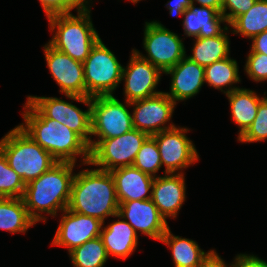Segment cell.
I'll return each mask as SVG.
<instances>
[{"instance_id": "cell-1", "label": "cell", "mask_w": 267, "mask_h": 267, "mask_svg": "<svg viewBox=\"0 0 267 267\" xmlns=\"http://www.w3.org/2000/svg\"><path fill=\"white\" fill-rule=\"evenodd\" d=\"M27 109L19 127L58 162L75 163L77 155H83V163L90 160L89 145L74 131L57 120L46 118L28 99Z\"/></svg>"}, {"instance_id": "cell-2", "label": "cell", "mask_w": 267, "mask_h": 267, "mask_svg": "<svg viewBox=\"0 0 267 267\" xmlns=\"http://www.w3.org/2000/svg\"><path fill=\"white\" fill-rule=\"evenodd\" d=\"M119 202L113 176L102 169L83 170L74 176L67 209L104 223L118 214Z\"/></svg>"}, {"instance_id": "cell-3", "label": "cell", "mask_w": 267, "mask_h": 267, "mask_svg": "<svg viewBox=\"0 0 267 267\" xmlns=\"http://www.w3.org/2000/svg\"><path fill=\"white\" fill-rule=\"evenodd\" d=\"M74 166L72 162H57L40 177L26 184L22 199L35 223L46 219L40 212L55 216L58 210L64 211L68 207L75 176L72 175Z\"/></svg>"}, {"instance_id": "cell-4", "label": "cell", "mask_w": 267, "mask_h": 267, "mask_svg": "<svg viewBox=\"0 0 267 267\" xmlns=\"http://www.w3.org/2000/svg\"><path fill=\"white\" fill-rule=\"evenodd\" d=\"M48 20L52 31L57 28L53 39L48 44L83 63L100 39L90 21V9L87 7L78 10V16L66 13L48 17Z\"/></svg>"}, {"instance_id": "cell-5", "label": "cell", "mask_w": 267, "mask_h": 267, "mask_svg": "<svg viewBox=\"0 0 267 267\" xmlns=\"http://www.w3.org/2000/svg\"><path fill=\"white\" fill-rule=\"evenodd\" d=\"M0 151L25 184L37 179L58 162L19 126L0 140Z\"/></svg>"}, {"instance_id": "cell-6", "label": "cell", "mask_w": 267, "mask_h": 267, "mask_svg": "<svg viewBox=\"0 0 267 267\" xmlns=\"http://www.w3.org/2000/svg\"><path fill=\"white\" fill-rule=\"evenodd\" d=\"M86 97L109 96L120 83L123 68L101 38L83 62Z\"/></svg>"}, {"instance_id": "cell-7", "label": "cell", "mask_w": 267, "mask_h": 267, "mask_svg": "<svg viewBox=\"0 0 267 267\" xmlns=\"http://www.w3.org/2000/svg\"><path fill=\"white\" fill-rule=\"evenodd\" d=\"M148 137V134L133 128L115 138L91 140L90 160L87 165L102 166L99 169L106 171L132 166L139 149Z\"/></svg>"}, {"instance_id": "cell-8", "label": "cell", "mask_w": 267, "mask_h": 267, "mask_svg": "<svg viewBox=\"0 0 267 267\" xmlns=\"http://www.w3.org/2000/svg\"><path fill=\"white\" fill-rule=\"evenodd\" d=\"M144 36L143 44L148 58L140 55L139 51H134L163 73L186 56L183 42L178 35L157 21L146 22Z\"/></svg>"}, {"instance_id": "cell-9", "label": "cell", "mask_w": 267, "mask_h": 267, "mask_svg": "<svg viewBox=\"0 0 267 267\" xmlns=\"http://www.w3.org/2000/svg\"><path fill=\"white\" fill-rule=\"evenodd\" d=\"M132 129L129 110L113 95L91 98V135L111 139Z\"/></svg>"}, {"instance_id": "cell-10", "label": "cell", "mask_w": 267, "mask_h": 267, "mask_svg": "<svg viewBox=\"0 0 267 267\" xmlns=\"http://www.w3.org/2000/svg\"><path fill=\"white\" fill-rule=\"evenodd\" d=\"M47 66L68 98L91 107V97H86L83 63L72 59L49 44L44 47Z\"/></svg>"}, {"instance_id": "cell-11", "label": "cell", "mask_w": 267, "mask_h": 267, "mask_svg": "<svg viewBox=\"0 0 267 267\" xmlns=\"http://www.w3.org/2000/svg\"><path fill=\"white\" fill-rule=\"evenodd\" d=\"M186 128L176 126L152 135L158 145L162 165L165 174L183 170L198 160L197 150L192 141L187 138Z\"/></svg>"}, {"instance_id": "cell-12", "label": "cell", "mask_w": 267, "mask_h": 267, "mask_svg": "<svg viewBox=\"0 0 267 267\" xmlns=\"http://www.w3.org/2000/svg\"><path fill=\"white\" fill-rule=\"evenodd\" d=\"M127 105L135 107L131 115L133 128L149 136L175 127L173 124L168 127L163 126L171 119L176 105L166 92H161L145 99L127 102Z\"/></svg>"}, {"instance_id": "cell-13", "label": "cell", "mask_w": 267, "mask_h": 267, "mask_svg": "<svg viewBox=\"0 0 267 267\" xmlns=\"http://www.w3.org/2000/svg\"><path fill=\"white\" fill-rule=\"evenodd\" d=\"M28 100L46 117L66 125L88 145L91 141V107L82 111L75 105L53 97L28 96Z\"/></svg>"}, {"instance_id": "cell-14", "label": "cell", "mask_w": 267, "mask_h": 267, "mask_svg": "<svg viewBox=\"0 0 267 267\" xmlns=\"http://www.w3.org/2000/svg\"><path fill=\"white\" fill-rule=\"evenodd\" d=\"M161 71L141 58L133 49L128 67L123 68L121 80H125L126 103L145 99L161 93L154 91L160 81Z\"/></svg>"}, {"instance_id": "cell-15", "label": "cell", "mask_w": 267, "mask_h": 267, "mask_svg": "<svg viewBox=\"0 0 267 267\" xmlns=\"http://www.w3.org/2000/svg\"><path fill=\"white\" fill-rule=\"evenodd\" d=\"M115 217L128 219L129 225L136 233L139 230L159 241L169 228L167 221L151 199L122 202Z\"/></svg>"}, {"instance_id": "cell-16", "label": "cell", "mask_w": 267, "mask_h": 267, "mask_svg": "<svg viewBox=\"0 0 267 267\" xmlns=\"http://www.w3.org/2000/svg\"><path fill=\"white\" fill-rule=\"evenodd\" d=\"M52 245L64 246L68 251L83 245L86 241L100 236L102 225L99 219L72 212L67 208L63 211Z\"/></svg>"}, {"instance_id": "cell-17", "label": "cell", "mask_w": 267, "mask_h": 267, "mask_svg": "<svg viewBox=\"0 0 267 267\" xmlns=\"http://www.w3.org/2000/svg\"><path fill=\"white\" fill-rule=\"evenodd\" d=\"M184 174H165L164 177H154L151 200L156 205L160 214L165 218H175L185 201Z\"/></svg>"}, {"instance_id": "cell-18", "label": "cell", "mask_w": 267, "mask_h": 267, "mask_svg": "<svg viewBox=\"0 0 267 267\" xmlns=\"http://www.w3.org/2000/svg\"><path fill=\"white\" fill-rule=\"evenodd\" d=\"M165 74H170L171 89L166 93L175 103L196 95L205 82L204 67L191 61L188 57L181 59Z\"/></svg>"}, {"instance_id": "cell-19", "label": "cell", "mask_w": 267, "mask_h": 267, "mask_svg": "<svg viewBox=\"0 0 267 267\" xmlns=\"http://www.w3.org/2000/svg\"><path fill=\"white\" fill-rule=\"evenodd\" d=\"M113 176L116 188V195L119 204L132 200L151 199L146 195L152 189L154 177L141 172L133 166L116 168L110 171Z\"/></svg>"}, {"instance_id": "cell-20", "label": "cell", "mask_w": 267, "mask_h": 267, "mask_svg": "<svg viewBox=\"0 0 267 267\" xmlns=\"http://www.w3.org/2000/svg\"><path fill=\"white\" fill-rule=\"evenodd\" d=\"M183 15L184 34L189 37H214L224 31L220 23L226 22L225 17L211 7L200 6L199 8H195L192 4Z\"/></svg>"}, {"instance_id": "cell-21", "label": "cell", "mask_w": 267, "mask_h": 267, "mask_svg": "<svg viewBox=\"0 0 267 267\" xmlns=\"http://www.w3.org/2000/svg\"><path fill=\"white\" fill-rule=\"evenodd\" d=\"M100 238L108 256L126 259L138 245V236L127 221L118 220L101 230Z\"/></svg>"}, {"instance_id": "cell-22", "label": "cell", "mask_w": 267, "mask_h": 267, "mask_svg": "<svg viewBox=\"0 0 267 267\" xmlns=\"http://www.w3.org/2000/svg\"><path fill=\"white\" fill-rule=\"evenodd\" d=\"M230 101L231 114L234 122L239 125V137H241L254 121L260 102L256 93L248 89L230 88L224 91Z\"/></svg>"}, {"instance_id": "cell-23", "label": "cell", "mask_w": 267, "mask_h": 267, "mask_svg": "<svg viewBox=\"0 0 267 267\" xmlns=\"http://www.w3.org/2000/svg\"><path fill=\"white\" fill-rule=\"evenodd\" d=\"M34 224L22 198H0V229L25 233Z\"/></svg>"}, {"instance_id": "cell-24", "label": "cell", "mask_w": 267, "mask_h": 267, "mask_svg": "<svg viewBox=\"0 0 267 267\" xmlns=\"http://www.w3.org/2000/svg\"><path fill=\"white\" fill-rule=\"evenodd\" d=\"M229 40L225 32L214 37H197L193 47V54L188 58L206 67L212 63L229 57Z\"/></svg>"}, {"instance_id": "cell-25", "label": "cell", "mask_w": 267, "mask_h": 267, "mask_svg": "<svg viewBox=\"0 0 267 267\" xmlns=\"http://www.w3.org/2000/svg\"><path fill=\"white\" fill-rule=\"evenodd\" d=\"M160 241L171 247L175 267H197L208 254L201 250L195 241L171 234L170 228Z\"/></svg>"}, {"instance_id": "cell-26", "label": "cell", "mask_w": 267, "mask_h": 267, "mask_svg": "<svg viewBox=\"0 0 267 267\" xmlns=\"http://www.w3.org/2000/svg\"><path fill=\"white\" fill-rule=\"evenodd\" d=\"M233 32L240 33L244 37L254 36L267 30V0H257L254 5L241 16H238L231 24Z\"/></svg>"}, {"instance_id": "cell-27", "label": "cell", "mask_w": 267, "mask_h": 267, "mask_svg": "<svg viewBox=\"0 0 267 267\" xmlns=\"http://www.w3.org/2000/svg\"><path fill=\"white\" fill-rule=\"evenodd\" d=\"M69 254L75 267H103L109 257L100 236L86 241Z\"/></svg>"}, {"instance_id": "cell-28", "label": "cell", "mask_w": 267, "mask_h": 267, "mask_svg": "<svg viewBox=\"0 0 267 267\" xmlns=\"http://www.w3.org/2000/svg\"><path fill=\"white\" fill-rule=\"evenodd\" d=\"M238 71L236 60L227 57L204 67L205 82L221 90L223 86L240 82Z\"/></svg>"}, {"instance_id": "cell-29", "label": "cell", "mask_w": 267, "mask_h": 267, "mask_svg": "<svg viewBox=\"0 0 267 267\" xmlns=\"http://www.w3.org/2000/svg\"><path fill=\"white\" fill-rule=\"evenodd\" d=\"M26 184L0 151V198H22Z\"/></svg>"}, {"instance_id": "cell-30", "label": "cell", "mask_w": 267, "mask_h": 267, "mask_svg": "<svg viewBox=\"0 0 267 267\" xmlns=\"http://www.w3.org/2000/svg\"><path fill=\"white\" fill-rule=\"evenodd\" d=\"M132 166L139 169L141 172L147 173L153 177L156 176L154 174L160 169L162 162L158 145L152 136H149L144 141Z\"/></svg>"}, {"instance_id": "cell-31", "label": "cell", "mask_w": 267, "mask_h": 267, "mask_svg": "<svg viewBox=\"0 0 267 267\" xmlns=\"http://www.w3.org/2000/svg\"><path fill=\"white\" fill-rule=\"evenodd\" d=\"M267 138V97L260 102L254 121L247 131L238 138L240 142H257Z\"/></svg>"}, {"instance_id": "cell-32", "label": "cell", "mask_w": 267, "mask_h": 267, "mask_svg": "<svg viewBox=\"0 0 267 267\" xmlns=\"http://www.w3.org/2000/svg\"><path fill=\"white\" fill-rule=\"evenodd\" d=\"M48 17L60 14L71 13L74 8L81 10L87 8L86 0H39Z\"/></svg>"}, {"instance_id": "cell-33", "label": "cell", "mask_w": 267, "mask_h": 267, "mask_svg": "<svg viewBox=\"0 0 267 267\" xmlns=\"http://www.w3.org/2000/svg\"><path fill=\"white\" fill-rule=\"evenodd\" d=\"M245 70L256 82L267 80V55L251 51L247 57Z\"/></svg>"}, {"instance_id": "cell-34", "label": "cell", "mask_w": 267, "mask_h": 267, "mask_svg": "<svg viewBox=\"0 0 267 267\" xmlns=\"http://www.w3.org/2000/svg\"><path fill=\"white\" fill-rule=\"evenodd\" d=\"M257 0H222V15L229 25L238 17L246 13ZM227 9L230 11L226 13Z\"/></svg>"}, {"instance_id": "cell-35", "label": "cell", "mask_w": 267, "mask_h": 267, "mask_svg": "<svg viewBox=\"0 0 267 267\" xmlns=\"http://www.w3.org/2000/svg\"><path fill=\"white\" fill-rule=\"evenodd\" d=\"M235 263L231 267H267L266 261L259 259L254 255L240 254L236 256Z\"/></svg>"}, {"instance_id": "cell-36", "label": "cell", "mask_w": 267, "mask_h": 267, "mask_svg": "<svg viewBox=\"0 0 267 267\" xmlns=\"http://www.w3.org/2000/svg\"><path fill=\"white\" fill-rule=\"evenodd\" d=\"M197 267H227L225 262L213 250L208 251V254L202 259Z\"/></svg>"}, {"instance_id": "cell-37", "label": "cell", "mask_w": 267, "mask_h": 267, "mask_svg": "<svg viewBox=\"0 0 267 267\" xmlns=\"http://www.w3.org/2000/svg\"><path fill=\"white\" fill-rule=\"evenodd\" d=\"M167 8L171 16L183 15V13L192 6L191 0H173L169 1Z\"/></svg>"}, {"instance_id": "cell-38", "label": "cell", "mask_w": 267, "mask_h": 267, "mask_svg": "<svg viewBox=\"0 0 267 267\" xmlns=\"http://www.w3.org/2000/svg\"><path fill=\"white\" fill-rule=\"evenodd\" d=\"M253 44L251 51L267 55V30L252 38Z\"/></svg>"}, {"instance_id": "cell-39", "label": "cell", "mask_w": 267, "mask_h": 267, "mask_svg": "<svg viewBox=\"0 0 267 267\" xmlns=\"http://www.w3.org/2000/svg\"><path fill=\"white\" fill-rule=\"evenodd\" d=\"M195 1H197L202 7H211L222 14V0H195ZM191 2L194 5V0H191Z\"/></svg>"}, {"instance_id": "cell-40", "label": "cell", "mask_w": 267, "mask_h": 267, "mask_svg": "<svg viewBox=\"0 0 267 267\" xmlns=\"http://www.w3.org/2000/svg\"><path fill=\"white\" fill-rule=\"evenodd\" d=\"M131 2H133L134 4L137 3L139 0H130Z\"/></svg>"}]
</instances>
